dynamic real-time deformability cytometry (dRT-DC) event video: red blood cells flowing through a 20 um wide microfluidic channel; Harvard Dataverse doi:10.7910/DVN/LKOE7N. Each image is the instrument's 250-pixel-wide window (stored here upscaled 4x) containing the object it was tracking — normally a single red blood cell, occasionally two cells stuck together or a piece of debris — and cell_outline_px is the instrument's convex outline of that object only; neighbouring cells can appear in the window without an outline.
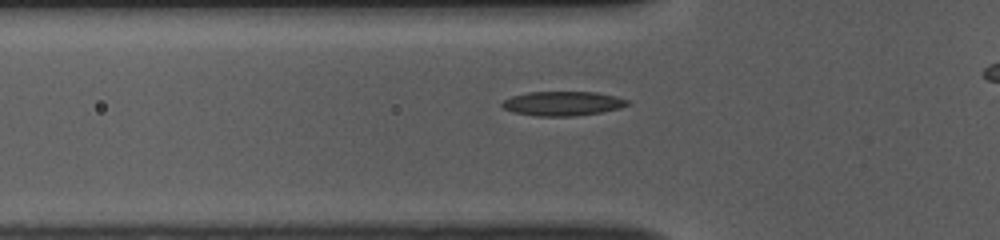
{"species": "common noctule bat (a hibernating species)", "species_latin": "Nyctalus noctula", "temperature_condition": "room temperature", "stored_images_in_passage": 41, "camera_frame_rate_fps": 3000, "um_per_image_px": 0.085, "animal": {"sex": "female", "body_mass_g": 10.0, "forearm_length_mm": 53.1}, "frame": {"image": 1, "passage_image": 15, "time_ms": 4.667, "image_size_px": [1000, 240], "cell_outline_px": [[628, 104], [620, 108], [600, 112], [572, 116], [536, 116], [512, 112], [504, 108], [500, 104], [504, 100], [512, 96], [528, 92], [596, 92], [616, 96], [628, 100]], "centroid_in_image_um": [47.8, 8.79], "position_along_channel_um": 78.0, "area_um2": 17.69}}
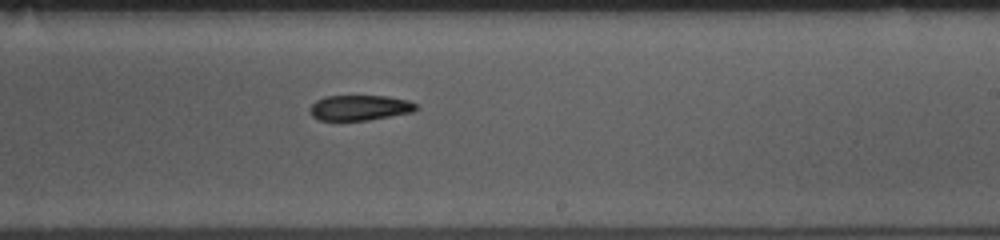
{"frame": {"image": 2, "passage_image": 29, "time_ms": 9.333, "image_size_px": [1000, 240], "cell_outline_px": [[420, 108], [412, 112], [368, 120], [320, 120], [312, 116], [308, 112], [308, 108], [316, 100], [324, 96], [388, 96], [408, 100], [416, 104]], "centroid_in_image_um": [30.56, 9.15], "position_along_channel_um": 258.4, "area_um2": 15.78}}
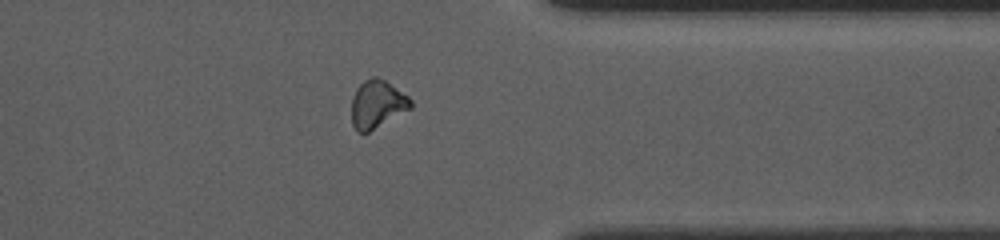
{"frame": {"image": 3, "passage_image": 39, "time_ms": 12.667, "image_size_px": [1000, 240], "cell_outline_px": [[412, 108], [368, 132], [356, 132], [352, 124], [352, 96], [356, 88], [364, 80], [372, 76], [376, 76], [384, 80], [408, 96], [412, 100]], "centroid_in_image_um": [32.05, 8.85], "position_along_channel_um": 379.4, "area_um2": 16.47}}